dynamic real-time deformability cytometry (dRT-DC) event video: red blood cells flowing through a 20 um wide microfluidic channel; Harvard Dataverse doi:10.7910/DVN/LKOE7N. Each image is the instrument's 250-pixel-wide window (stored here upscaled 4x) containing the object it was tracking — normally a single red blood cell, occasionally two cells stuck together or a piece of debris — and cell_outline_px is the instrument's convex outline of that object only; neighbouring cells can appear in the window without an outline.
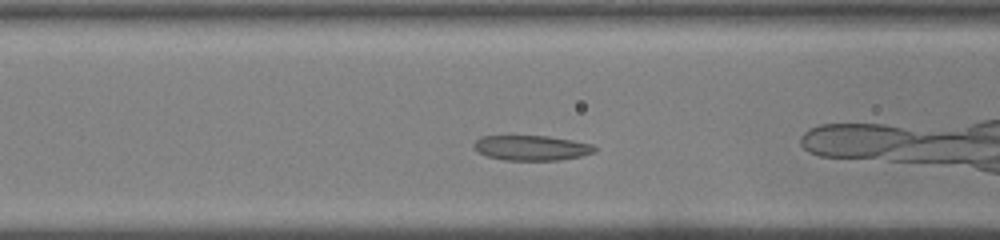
{"species": "common noctule bat (a hibernating species)", "species_latin": "Nyctalus noctula", "temperature_condition": "warm", "stored_images_in_passage": 26, "camera_frame_rate_fps": 3000, "um_per_image_px": 0.085, "animal": {"sex": "male", "body_mass_g": 19.0, "forearm_length_mm": 50.8}, "frame": {"image": 1, "passage_image": 5, "time_ms": 1.333, "image_size_px": [1000, 240], "cell_outline_px": [[596, 152], [580, 156], [560, 160], [504, 160], [488, 156], [472, 148], [472, 144], [480, 136], [548, 136], [572, 140], [592, 144], [596, 148]], "centroid_in_image_um": [45.17, 12.56], "position_along_channel_um": 121.4, "area_um2": 17.63}}
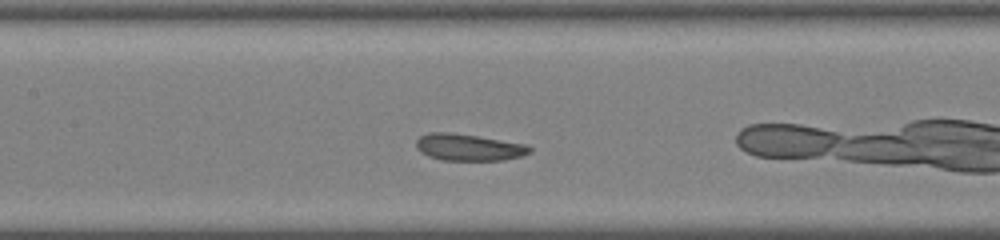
{"frame": {"image": 2, "passage_image": 8, "time_ms": 2.333, "image_size_px": [1000, 240], "cell_outline_px": [[532, 152], [520, 156], [504, 160], [440, 160], [428, 156], [420, 152], [416, 148], [416, 140], [420, 136], [428, 132], [448, 132], [476, 136], [524, 144], [532, 148]], "centroid_in_image_um": [39.79, 12.52], "position_along_channel_um": 167.6, "area_um2": 17.63}}